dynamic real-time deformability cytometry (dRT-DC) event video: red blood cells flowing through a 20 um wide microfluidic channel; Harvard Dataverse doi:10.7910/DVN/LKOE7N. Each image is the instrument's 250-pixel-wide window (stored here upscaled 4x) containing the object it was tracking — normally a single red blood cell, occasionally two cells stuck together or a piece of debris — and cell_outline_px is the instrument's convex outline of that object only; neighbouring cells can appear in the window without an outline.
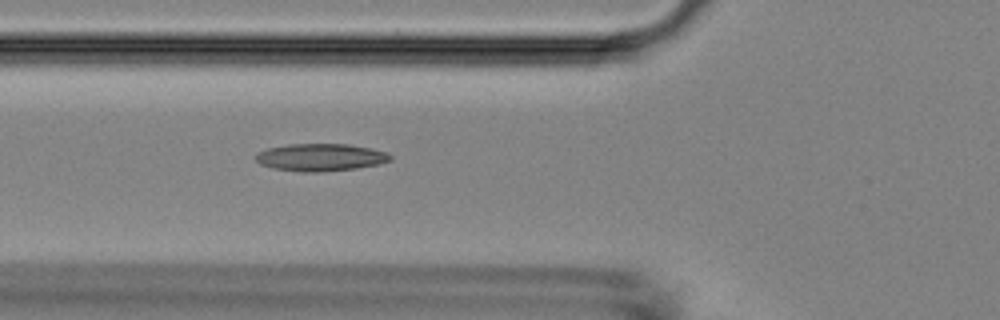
{"species": "Egyptian fruit bat (a non-hibernating species)", "species_latin": "Rousettus aegyptiacus", "temperature_condition": "room temperature", "stored_images_in_passage": 42, "camera_frame_rate_fps": 3000, "um_per_image_px": 0.085, "animal": {"sex": "female"}, "frame": {"image": 1, "passage_image": 9, "time_ms": 2.667, "image_size_px": [1000, 320], "cell_outline_px": [[392, 160], [380, 164], [356, 168], [324, 172], [300, 172], [272, 168], [260, 164], [256, 160], [256, 152], [268, 148], [288, 144], [348, 144], [372, 148], [388, 152], [392, 156]], "centroid_in_image_um": [27.27, 13.37], "position_along_channel_um": 98.5, "area_um2": 21.79}}
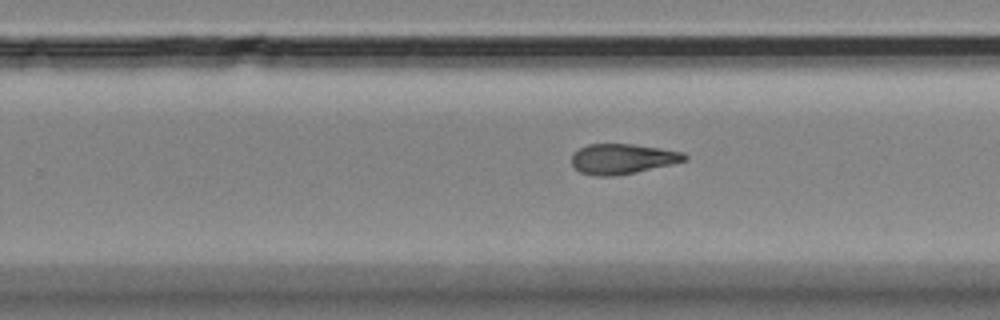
{"frame": {"image": 2, "passage_image": 23, "time_ms": 7.333, "image_size_px": [1000, 320], "cell_outline_px": [[688, 160], [672, 164], [636, 172], [616, 176], [596, 176], [580, 172], [572, 164], [572, 152], [588, 144], [632, 144], [660, 148], [684, 152], [688, 156]], "centroid_in_image_um": [52.92, 13.5], "position_along_channel_um": 276.9, "area_um2": 19.94}}
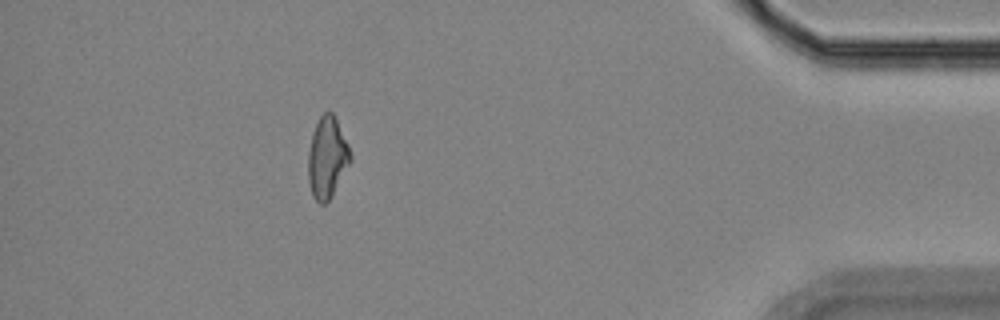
{"frame": {"image": 3, "passage_image": 37, "time_ms": 12.0, "image_size_px": [1000, 320], "cell_outline_px": [[352, 160], [328, 200], [324, 204], [320, 204], [312, 196], [308, 180], [308, 152], [312, 132], [320, 116], [324, 112], [332, 112], [348, 144], [352, 156]], "centroid_in_image_um": [27.79, 13.39], "position_along_channel_um": 407.4, "area_um2": 19.77}, "authors_computed_cell_mechanics": {"area_um2": 19.9121, "velocity_mm_per_s": 3.811, "shape_relaxation_time_tau1_ms": null, "shape_relaxation_time_tau2_ms": 5.3646, "deformation_change_tau1": null, "deformation_change_tau2": 0.1592}}